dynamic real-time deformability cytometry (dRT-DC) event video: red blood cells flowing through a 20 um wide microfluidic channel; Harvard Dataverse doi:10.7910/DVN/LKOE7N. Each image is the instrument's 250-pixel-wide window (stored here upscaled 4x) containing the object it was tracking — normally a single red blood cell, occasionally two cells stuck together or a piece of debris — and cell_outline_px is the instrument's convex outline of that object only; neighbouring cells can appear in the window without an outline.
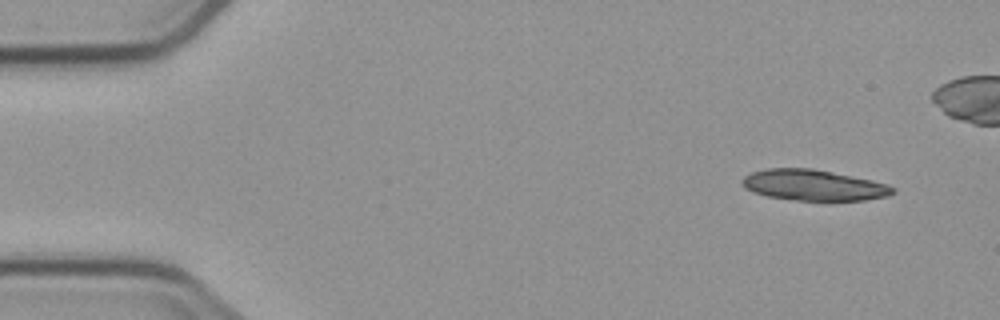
{"species": "common noctule bat (a hibernating species)", "species_latin": "Nyctalus noctula", "temperature_condition": "cold", "stored_images_in_passage": 8, "segment_of_instrument_passage": [1, 2], "camera_frame_rate_fps": 3000, "um_per_image_px": 0.085, "animal": {"sex": "male", "body_mass_g": 23.1, "forearm_length_mm": 52.7}, "frame": {"image": 1, "passage_image": 1, "time_ms": 0.0, "image_size_px": [1000, 320], "cell_outline_px": [[896, 192], [888, 196], [864, 200], [796, 200], [768, 196], [752, 192], [744, 188], [740, 180], [744, 176], [752, 172], [768, 168], [812, 168], [872, 180], [888, 184], [896, 188]], "centroid_in_image_um": [69.15, 15.73], "position_along_channel_um": 15.8, "area_um2": 27.11}}